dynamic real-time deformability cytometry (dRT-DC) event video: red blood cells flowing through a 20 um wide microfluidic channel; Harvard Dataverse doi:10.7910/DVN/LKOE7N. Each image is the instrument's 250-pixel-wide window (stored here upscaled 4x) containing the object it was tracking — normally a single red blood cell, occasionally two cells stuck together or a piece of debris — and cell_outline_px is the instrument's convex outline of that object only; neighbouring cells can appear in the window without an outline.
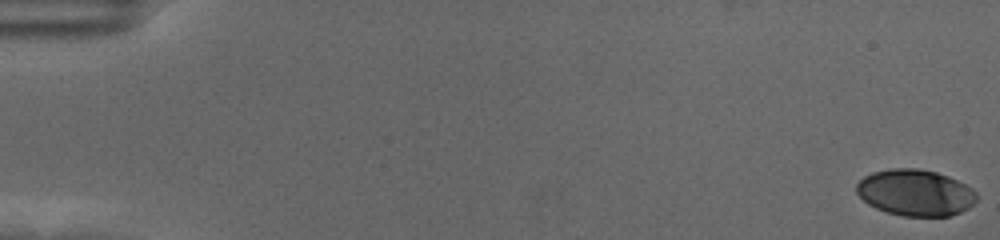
{"species": "human", "species_latin": "Homo sapiens", "temperature_condition": "cold", "stored_images_in_passage": 59, "camera_frame_rate_fps": 3000, "um_per_image_px": 0.085, "donor": {"sex": "female"}, "frame": {"image": 1, "passage_image": 1, "time_ms": 0.0, "image_size_px": [1000, 240], "cell_outline_px": [[976, 200], [968, 208], [960, 212], [948, 216], [904, 216], [888, 212], [876, 208], [868, 204], [856, 192], [856, 184], [864, 176], [872, 172], [888, 168], [916, 168], [936, 172], [948, 176], [972, 188], [976, 192]], "centroid_in_image_um": [77.78, 16.37], "position_along_channel_um": 7.2, "area_um2": 32.37}}
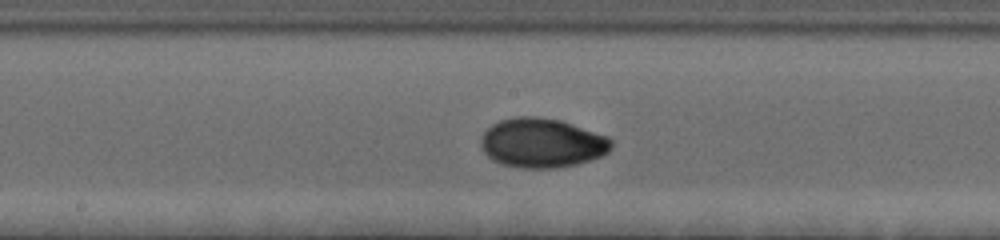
{"frame": {"image": 2, "passage_image": 32, "time_ms": 10.333, "image_size_px": [1000, 240], "cell_outline_px": [[612, 148], [608, 152], [600, 156], [576, 164], [556, 168], [516, 168], [492, 160], [480, 148], [480, 140], [484, 132], [492, 124], [500, 120], [516, 116], [536, 116], [560, 120], [608, 136], [612, 140]], "centroid_in_image_um": [46.05, 12.15], "position_along_channel_um": 202.2, "area_um2": 37.69}}
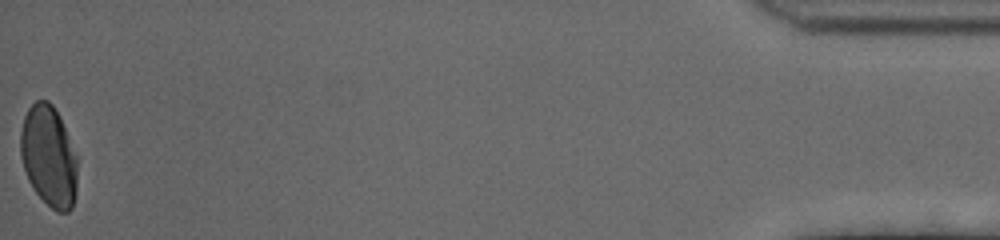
{"frame": {"image": 3, "passage_image": 59, "time_ms": 19.333, "image_size_px": [1000, 240], "cell_outline_px": [[76, 192], [72, 208], [68, 212], [56, 212], [36, 192], [28, 180], [20, 156], [20, 132], [24, 116], [28, 108], [36, 100], [48, 100], [52, 104], [60, 116], [76, 156]], "centroid_in_image_um": [4.13, 13.26], "position_along_channel_um": 431.1, "area_um2": 33.35}, "authors_computed_cell_mechanics": {"area_um2": 34.391, "velocity_mm_per_s": 3.5284, "shape_relaxation_time_tau1_ms": 4.945, "shape_relaxation_time_tau2_ms": null, "deformation_change_tau1": 0.1761, "deformation_change_tau2": null}}